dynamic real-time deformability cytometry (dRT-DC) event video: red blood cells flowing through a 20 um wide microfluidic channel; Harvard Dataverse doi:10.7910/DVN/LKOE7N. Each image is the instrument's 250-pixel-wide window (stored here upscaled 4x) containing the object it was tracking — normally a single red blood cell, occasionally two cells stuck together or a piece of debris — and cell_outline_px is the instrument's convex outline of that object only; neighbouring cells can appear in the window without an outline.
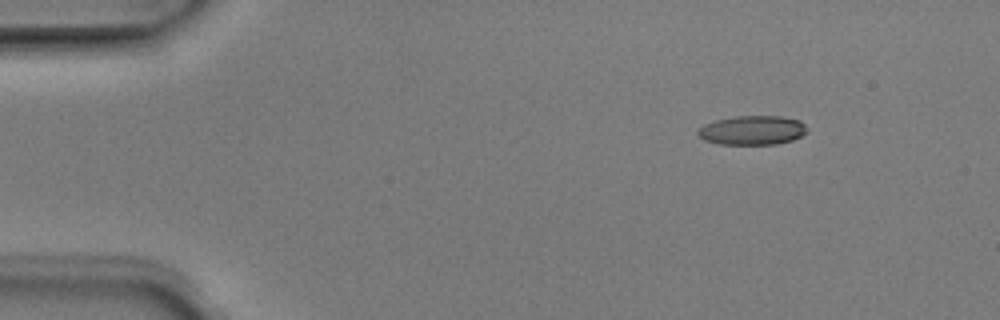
{"species": "Egyptian fruit bat (a non-hibernating species)", "species_latin": "Rousettus aegyptiacus", "temperature_condition": "room temperature", "stored_images_in_passage": 4, "camera_frame_rate_fps": 3000, "um_per_image_px": 0.085, "animal": {"sex": "male"}, "frame": {"image": 1, "passage_image": 1, "time_ms": 0.0, "image_size_px": [1000, 320], "cell_outline_px": [[808, 132], [792, 140], [776, 144], [716, 144], [704, 140], [696, 132], [704, 124], [716, 120], [736, 116], [780, 116], [800, 120], [804, 124]], "centroid_in_image_um": [63.95, 11.07], "position_along_channel_um": 21.1, "area_um2": 18.55}}
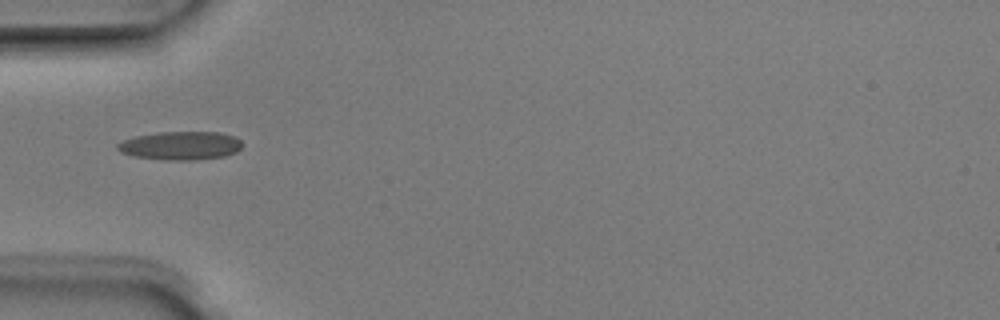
{"frame": {"image": 2, "passage_image": 4, "time_ms": 1.0, "image_size_px": [1000, 320], "cell_outline_px": [[240, 148], [236, 152], [224, 156], [196, 160], [164, 160], [136, 156], [120, 152], [116, 148], [116, 144], [124, 140], [136, 136], [156, 132], [220, 132], [236, 136], [240, 140]], "centroid_in_image_um": [15.35, 12.37], "position_along_channel_um": 69.7, "area_um2": 20.69}}